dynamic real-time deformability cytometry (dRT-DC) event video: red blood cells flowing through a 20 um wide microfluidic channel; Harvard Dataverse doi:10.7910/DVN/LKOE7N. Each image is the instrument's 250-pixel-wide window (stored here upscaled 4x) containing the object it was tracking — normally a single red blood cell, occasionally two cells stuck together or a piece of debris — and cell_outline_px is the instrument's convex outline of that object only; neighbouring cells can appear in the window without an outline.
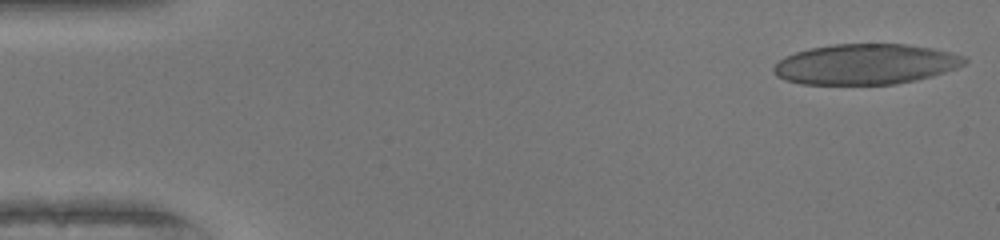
{"species": "human", "species_latin": "Homo sapiens", "temperature_condition": "warm", "stored_images_in_passage": 43, "camera_frame_rate_fps": 3000, "um_per_image_px": 0.085, "donor": {"sex": "female"}, "frame": {"image": 1, "passage_image": 1, "time_ms": 0.0, "image_size_px": [1000, 240], "cell_outline_px": [[968, 60], [964, 64], [956, 68], [932, 76], [916, 80], [896, 84], [800, 84], [784, 80], [776, 76], [772, 72], [772, 68], [780, 60], [796, 52], [812, 48], [836, 44], [908, 44], [932, 48], [964, 56]], "centroid_in_image_um": [73.57, 5.46], "position_along_channel_um": 11.4, "area_um2": 44.85}}
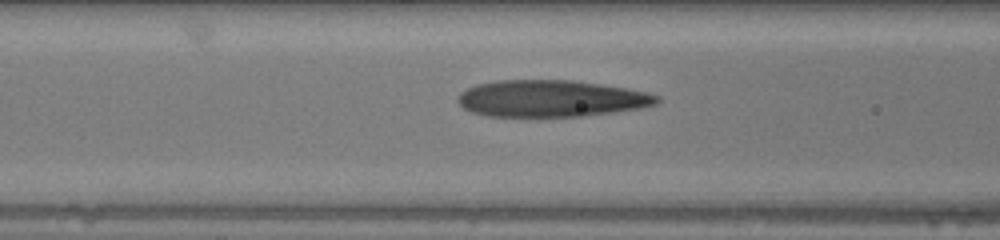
{"frame": {"image": 2, "passage_image": 19, "time_ms": 6.0, "image_size_px": [1000, 240], "cell_outline_px": [[660, 100], [656, 104], [640, 108], [584, 116], [488, 116], [472, 112], [464, 108], [456, 100], [460, 92], [476, 84], [496, 80], [572, 80], [628, 88], [660, 96]], "centroid_in_image_um": [46.82, 8.37], "position_along_channel_um": 119.8, "area_um2": 42.54}}
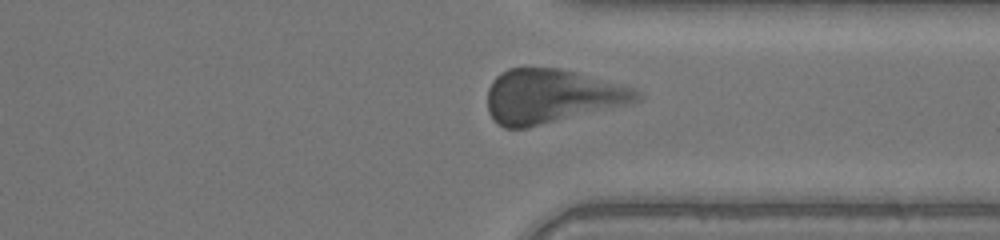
{"frame": {"image": 3, "passage_image": 37, "time_ms": 12.0, "image_size_px": [1000, 240], "cell_outline_px": [[644, 96], [640, 100], [628, 104], [528, 128], [504, 128], [488, 112], [488, 88], [492, 80], [500, 72], [508, 68], [560, 68], [576, 72], [636, 88]], "centroid_in_image_um": [46.9, 8.17], "position_along_channel_um": 364.5, "area_um2": 47.05}}